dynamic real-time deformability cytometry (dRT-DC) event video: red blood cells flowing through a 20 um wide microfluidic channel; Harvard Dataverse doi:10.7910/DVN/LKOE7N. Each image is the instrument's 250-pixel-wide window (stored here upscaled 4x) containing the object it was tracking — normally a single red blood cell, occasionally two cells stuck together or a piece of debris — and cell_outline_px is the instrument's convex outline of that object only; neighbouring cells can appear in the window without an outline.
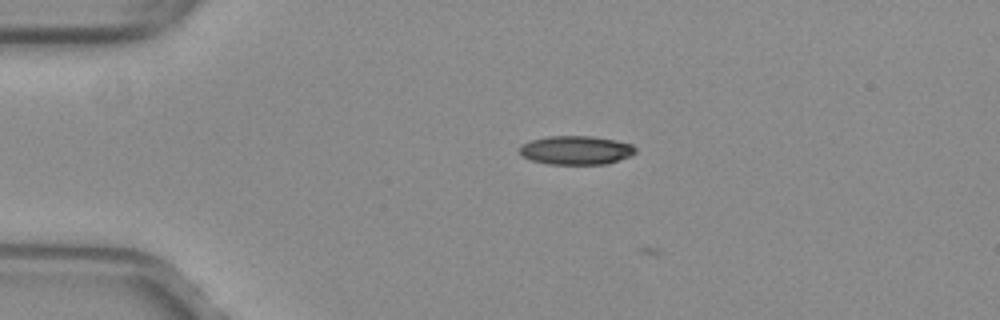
{"species": "common noctule bat (a hibernating species)", "species_latin": "Nyctalus noctula", "temperature_condition": "warm", "stored_images_in_passage": 10, "camera_frame_rate_fps": 3000, "um_per_image_px": 0.085, "animal": {"sex": "female", "body_mass_g": 29.2, "forearm_length_mm": 56.3}, "frame": {"image": 1, "passage_image": 9, "time_ms": 2.667, "image_size_px": [1000, 320], "cell_outline_px": [[636, 152], [632, 156], [608, 164], [548, 164], [532, 160], [520, 156], [520, 144], [532, 140], [548, 136], [592, 136], [616, 140], [632, 144], [636, 148]], "centroid_in_image_um": [48.98, 12.77], "position_along_channel_um": 36.0, "area_um2": 19.65}}